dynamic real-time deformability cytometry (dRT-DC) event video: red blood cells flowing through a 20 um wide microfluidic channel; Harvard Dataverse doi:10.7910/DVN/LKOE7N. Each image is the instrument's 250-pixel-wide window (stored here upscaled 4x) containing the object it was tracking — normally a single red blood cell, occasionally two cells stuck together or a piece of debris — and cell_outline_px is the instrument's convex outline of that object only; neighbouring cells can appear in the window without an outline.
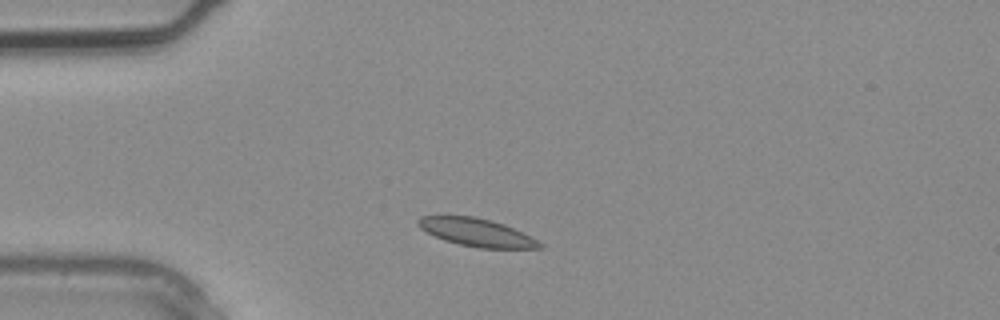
{"species": "common noctule bat (a hibernating species)", "species_latin": "Nyctalus noctula", "temperature_condition": "warm", "stored_images_in_passage": 1, "camera_frame_rate_fps": 3000, "um_per_image_px": 0.085, "animal": {"sex": "male", "body_mass_g": 20.4}, "frame": {"image": 1, "passage_image": 1, "time_ms": 0.0, "image_size_px": [1000, 320], "cell_outline_px": [[544, 248], [480, 248], [460, 244], [444, 240], [420, 228], [416, 220], [420, 216], [472, 216], [492, 220], [504, 224], [544, 244]], "centroid_in_image_um": [40.5, 19.75], "position_along_channel_um": 44.5, "area_um2": 19.42}}